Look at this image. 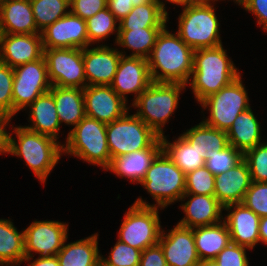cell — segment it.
Listing matches in <instances>:
<instances>
[{
    "label": "cell",
    "mask_w": 267,
    "mask_h": 266,
    "mask_svg": "<svg viewBox=\"0 0 267 266\" xmlns=\"http://www.w3.org/2000/svg\"><path fill=\"white\" fill-rule=\"evenodd\" d=\"M106 125L111 159L151 147L159 138L139 117L129 113Z\"/></svg>",
    "instance_id": "cell-9"
},
{
    "label": "cell",
    "mask_w": 267,
    "mask_h": 266,
    "mask_svg": "<svg viewBox=\"0 0 267 266\" xmlns=\"http://www.w3.org/2000/svg\"><path fill=\"white\" fill-rule=\"evenodd\" d=\"M167 27L158 34L147 59L152 82L187 86L193 72L194 50L177 33L169 32Z\"/></svg>",
    "instance_id": "cell-1"
},
{
    "label": "cell",
    "mask_w": 267,
    "mask_h": 266,
    "mask_svg": "<svg viewBox=\"0 0 267 266\" xmlns=\"http://www.w3.org/2000/svg\"><path fill=\"white\" fill-rule=\"evenodd\" d=\"M30 0H0V34H37Z\"/></svg>",
    "instance_id": "cell-24"
},
{
    "label": "cell",
    "mask_w": 267,
    "mask_h": 266,
    "mask_svg": "<svg viewBox=\"0 0 267 266\" xmlns=\"http://www.w3.org/2000/svg\"><path fill=\"white\" fill-rule=\"evenodd\" d=\"M34 259L33 257L24 258L23 262H29L28 266H60L57 256L52 257H38ZM32 261V262H31Z\"/></svg>",
    "instance_id": "cell-49"
},
{
    "label": "cell",
    "mask_w": 267,
    "mask_h": 266,
    "mask_svg": "<svg viewBox=\"0 0 267 266\" xmlns=\"http://www.w3.org/2000/svg\"><path fill=\"white\" fill-rule=\"evenodd\" d=\"M155 1L158 3L160 9H161L167 16H169V13H168L167 10H166V6H165V3H166V2H170V3H172L173 5L175 4V5L180 6V7H182V8H184L185 6L191 4V2H190L189 0H165V1H162V0H155ZM164 2H165V3H164Z\"/></svg>",
    "instance_id": "cell-50"
},
{
    "label": "cell",
    "mask_w": 267,
    "mask_h": 266,
    "mask_svg": "<svg viewBox=\"0 0 267 266\" xmlns=\"http://www.w3.org/2000/svg\"><path fill=\"white\" fill-rule=\"evenodd\" d=\"M43 50L41 33L0 34V62L11 68L40 59Z\"/></svg>",
    "instance_id": "cell-19"
},
{
    "label": "cell",
    "mask_w": 267,
    "mask_h": 266,
    "mask_svg": "<svg viewBox=\"0 0 267 266\" xmlns=\"http://www.w3.org/2000/svg\"><path fill=\"white\" fill-rule=\"evenodd\" d=\"M197 266H219L215 259L200 260Z\"/></svg>",
    "instance_id": "cell-52"
},
{
    "label": "cell",
    "mask_w": 267,
    "mask_h": 266,
    "mask_svg": "<svg viewBox=\"0 0 267 266\" xmlns=\"http://www.w3.org/2000/svg\"><path fill=\"white\" fill-rule=\"evenodd\" d=\"M86 28L88 41L91 47L95 45V43H98L97 45H99L100 41L103 42L106 38L108 39L114 32H116V43L119 31V21L111 13L109 8L106 7L86 20Z\"/></svg>",
    "instance_id": "cell-35"
},
{
    "label": "cell",
    "mask_w": 267,
    "mask_h": 266,
    "mask_svg": "<svg viewBox=\"0 0 267 266\" xmlns=\"http://www.w3.org/2000/svg\"><path fill=\"white\" fill-rule=\"evenodd\" d=\"M30 3L40 32L70 12V0H30Z\"/></svg>",
    "instance_id": "cell-36"
},
{
    "label": "cell",
    "mask_w": 267,
    "mask_h": 266,
    "mask_svg": "<svg viewBox=\"0 0 267 266\" xmlns=\"http://www.w3.org/2000/svg\"><path fill=\"white\" fill-rule=\"evenodd\" d=\"M196 251L200 260L215 259L230 242V232L226 223L193 228Z\"/></svg>",
    "instance_id": "cell-28"
},
{
    "label": "cell",
    "mask_w": 267,
    "mask_h": 266,
    "mask_svg": "<svg viewBox=\"0 0 267 266\" xmlns=\"http://www.w3.org/2000/svg\"><path fill=\"white\" fill-rule=\"evenodd\" d=\"M163 150L161 137L149 148L113 157L105 171L118 177L130 179L131 183L140 184L153 160Z\"/></svg>",
    "instance_id": "cell-22"
},
{
    "label": "cell",
    "mask_w": 267,
    "mask_h": 266,
    "mask_svg": "<svg viewBox=\"0 0 267 266\" xmlns=\"http://www.w3.org/2000/svg\"><path fill=\"white\" fill-rule=\"evenodd\" d=\"M216 7L208 3H191L178 18L179 37L194 51L222 45Z\"/></svg>",
    "instance_id": "cell-7"
},
{
    "label": "cell",
    "mask_w": 267,
    "mask_h": 266,
    "mask_svg": "<svg viewBox=\"0 0 267 266\" xmlns=\"http://www.w3.org/2000/svg\"><path fill=\"white\" fill-rule=\"evenodd\" d=\"M28 108L30 111L28 122L31 124L28 126L24 125V127L58 140L61 125L56 112L53 95L47 92L39 96L25 110Z\"/></svg>",
    "instance_id": "cell-25"
},
{
    "label": "cell",
    "mask_w": 267,
    "mask_h": 266,
    "mask_svg": "<svg viewBox=\"0 0 267 266\" xmlns=\"http://www.w3.org/2000/svg\"><path fill=\"white\" fill-rule=\"evenodd\" d=\"M94 266H111L106 260L103 259V255L97 260Z\"/></svg>",
    "instance_id": "cell-53"
},
{
    "label": "cell",
    "mask_w": 267,
    "mask_h": 266,
    "mask_svg": "<svg viewBox=\"0 0 267 266\" xmlns=\"http://www.w3.org/2000/svg\"><path fill=\"white\" fill-rule=\"evenodd\" d=\"M241 8L255 15L257 26L263 25V31L267 33V0H242Z\"/></svg>",
    "instance_id": "cell-45"
},
{
    "label": "cell",
    "mask_w": 267,
    "mask_h": 266,
    "mask_svg": "<svg viewBox=\"0 0 267 266\" xmlns=\"http://www.w3.org/2000/svg\"><path fill=\"white\" fill-rule=\"evenodd\" d=\"M248 92L243 85L241 75L229 85L211 94L199 104L209 111L208 118L203 119L207 125L227 132L236 117L249 109Z\"/></svg>",
    "instance_id": "cell-8"
},
{
    "label": "cell",
    "mask_w": 267,
    "mask_h": 266,
    "mask_svg": "<svg viewBox=\"0 0 267 266\" xmlns=\"http://www.w3.org/2000/svg\"><path fill=\"white\" fill-rule=\"evenodd\" d=\"M227 215L223 217L230 232L231 242L249 249L259 243L260 217L242 203L224 207Z\"/></svg>",
    "instance_id": "cell-21"
},
{
    "label": "cell",
    "mask_w": 267,
    "mask_h": 266,
    "mask_svg": "<svg viewBox=\"0 0 267 266\" xmlns=\"http://www.w3.org/2000/svg\"><path fill=\"white\" fill-rule=\"evenodd\" d=\"M169 17L160 9L158 3H149L133 7L131 12L119 21V30L141 28H164Z\"/></svg>",
    "instance_id": "cell-33"
},
{
    "label": "cell",
    "mask_w": 267,
    "mask_h": 266,
    "mask_svg": "<svg viewBox=\"0 0 267 266\" xmlns=\"http://www.w3.org/2000/svg\"><path fill=\"white\" fill-rule=\"evenodd\" d=\"M68 223L43 220L34 221L24 229L25 258L52 257L58 254L68 237Z\"/></svg>",
    "instance_id": "cell-13"
},
{
    "label": "cell",
    "mask_w": 267,
    "mask_h": 266,
    "mask_svg": "<svg viewBox=\"0 0 267 266\" xmlns=\"http://www.w3.org/2000/svg\"><path fill=\"white\" fill-rule=\"evenodd\" d=\"M25 258L24 230L19 232L14 223L0 219V266H19Z\"/></svg>",
    "instance_id": "cell-30"
},
{
    "label": "cell",
    "mask_w": 267,
    "mask_h": 266,
    "mask_svg": "<svg viewBox=\"0 0 267 266\" xmlns=\"http://www.w3.org/2000/svg\"><path fill=\"white\" fill-rule=\"evenodd\" d=\"M106 125L94 118L85 116L67 134L66 142L63 143V154L72 155L106 170L111 162Z\"/></svg>",
    "instance_id": "cell-6"
},
{
    "label": "cell",
    "mask_w": 267,
    "mask_h": 266,
    "mask_svg": "<svg viewBox=\"0 0 267 266\" xmlns=\"http://www.w3.org/2000/svg\"><path fill=\"white\" fill-rule=\"evenodd\" d=\"M159 207L131 205L123 216L118 240L141 251L156 245L162 232Z\"/></svg>",
    "instance_id": "cell-10"
},
{
    "label": "cell",
    "mask_w": 267,
    "mask_h": 266,
    "mask_svg": "<svg viewBox=\"0 0 267 266\" xmlns=\"http://www.w3.org/2000/svg\"><path fill=\"white\" fill-rule=\"evenodd\" d=\"M14 70L0 62V112L13 117V87Z\"/></svg>",
    "instance_id": "cell-42"
},
{
    "label": "cell",
    "mask_w": 267,
    "mask_h": 266,
    "mask_svg": "<svg viewBox=\"0 0 267 266\" xmlns=\"http://www.w3.org/2000/svg\"><path fill=\"white\" fill-rule=\"evenodd\" d=\"M214 184L215 175L203 166L186 174L185 194L214 196Z\"/></svg>",
    "instance_id": "cell-38"
},
{
    "label": "cell",
    "mask_w": 267,
    "mask_h": 266,
    "mask_svg": "<svg viewBox=\"0 0 267 266\" xmlns=\"http://www.w3.org/2000/svg\"><path fill=\"white\" fill-rule=\"evenodd\" d=\"M108 0H70V12L84 20L107 7Z\"/></svg>",
    "instance_id": "cell-44"
},
{
    "label": "cell",
    "mask_w": 267,
    "mask_h": 266,
    "mask_svg": "<svg viewBox=\"0 0 267 266\" xmlns=\"http://www.w3.org/2000/svg\"><path fill=\"white\" fill-rule=\"evenodd\" d=\"M186 87L179 83L152 82L132 102L131 107L137 109L135 113L137 117L162 137L165 133L163 127L178 108L180 94Z\"/></svg>",
    "instance_id": "cell-5"
},
{
    "label": "cell",
    "mask_w": 267,
    "mask_h": 266,
    "mask_svg": "<svg viewBox=\"0 0 267 266\" xmlns=\"http://www.w3.org/2000/svg\"><path fill=\"white\" fill-rule=\"evenodd\" d=\"M14 70L12 87L13 117L25 110L39 96L49 92L51 83L44 56L33 62L19 65Z\"/></svg>",
    "instance_id": "cell-12"
},
{
    "label": "cell",
    "mask_w": 267,
    "mask_h": 266,
    "mask_svg": "<svg viewBox=\"0 0 267 266\" xmlns=\"http://www.w3.org/2000/svg\"><path fill=\"white\" fill-rule=\"evenodd\" d=\"M242 204L260 218L267 216V182L252 181Z\"/></svg>",
    "instance_id": "cell-40"
},
{
    "label": "cell",
    "mask_w": 267,
    "mask_h": 266,
    "mask_svg": "<svg viewBox=\"0 0 267 266\" xmlns=\"http://www.w3.org/2000/svg\"><path fill=\"white\" fill-rule=\"evenodd\" d=\"M226 52L223 45L194 51L193 72L188 85L197 103L242 75Z\"/></svg>",
    "instance_id": "cell-2"
},
{
    "label": "cell",
    "mask_w": 267,
    "mask_h": 266,
    "mask_svg": "<svg viewBox=\"0 0 267 266\" xmlns=\"http://www.w3.org/2000/svg\"><path fill=\"white\" fill-rule=\"evenodd\" d=\"M249 248L230 242L216 256L215 260L219 266H249L247 252Z\"/></svg>",
    "instance_id": "cell-43"
},
{
    "label": "cell",
    "mask_w": 267,
    "mask_h": 266,
    "mask_svg": "<svg viewBox=\"0 0 267 266\" xmlns=\"http://www.w3.org/2000/svg\"><path fill=\"white\" fill-rule=\"evenodd\" d=\"M267 245V216L260 218L259 223V243Z\"/></svg>",
    "instance_id": "cell-51"
},
{
    "label": "cell",
    "mask_w": 267,
    "mask_h": 266,
    "mask_svg": "<svg viewBox=\"0 0 267 266\" xmlns=\"http://www.w3.org/2000/svg\"><path fill=\"white\" fill-rule=\"evenodd\" d=\"M162 29L163 28H141L119 30L115 44L122 47V50H132V53L129 55L126 54L125 50H121L120 52L123 56L148 59L155 45L157 36Z\"/></svg>",
    "instance_id": "cell-31"
},
{
    "label": "cell",
    "mask_w": 267,
    "mask_h": 266,
    "mask_svg": "<svg viewBox=\"0 0 267 266\" xmlns=\"http://www.w3.org/2000/svg\"><path fill=\"white\" fill-rule=\"evenodd\" d=\"M83 96L85 115L105 124L117 120L130 109L111 86H86Z\"/></svg>",
    "instance_id": "cell-16"
},
{
    "label": "cell",
    "mask_w": 267,
    "mask_h": 266,
    "mask_svg": "<svg viewBox=\"0 0 267 266\" xmlns=\"http://www.w3.org/2000/svg\"><path fill=\"white\" fill-rule=\"evenodd\" d=\"M90 48V49H89ZM122 54L117 48L106 44L83 49V61L87 86H110Z\"/></svg>",
    "instance_id": "cell-17"
},
{
    "label": "cell",
    "mask_w": 267,
    "mask_h": 266,
    "mask_svg": "<svg viewBox=\"0 0 267 266\" xmlns=\"http://www.w3.org/2000/svg\"><path fill=\"white\" fill-rule=\"evenodd\" d=\"M161 139L165 153L185 174L205 166L206 153L197 151L181 135L172 143L166 135Z\"/></svg>",
    "instance_id": "cell-34"
},
{
    "label": "cell",
    "mask_w": 267,
    "mask_h": 266,
    "mask_svg": "<svg viewBox=\"0 0 267 266\" xmlns=\"http://www.w3.org/2000/svg\"><path fill=\"white\" fill-rule=\"evenodd\" d=\"M98 233H94L84 239L76 240L66 244L56 255L60 266H94L102 254L98 248Z\"/></svg>",
    "instance_id": "cell-29"
},
{
    "label": "cell",
    "mask_w": 267,
    "mask_h": 266,
    "mask_svg": "<svg viewBox=\"0 0 267 266\" xmlns=\"http://www.w3.org/2000/svg\"><path fill=\"white\" fill-rule=\"evenodd\" d=\"M49 92L53 95L60 125L74 128L86 116L83 89L51 86Z\"/></svg>",
    "instance_id": "cell-26"
},
{
    "label": "cell",
    "mask_w": 267,
    "mask_h": 266,
    "mask_svg": "<svg viewBox=\"0 0 267 266\" xmlns=\"http://www.w3.org/2000/svg\"><path fill=\"white\" fill-rule=\"evenodd\" d=\"M260 124L251 107L240 113L227 131L229 145L244 154L247 150L262 143Z\"/></svg>",
    "instance_id": "cell-27"
},
{
    "label": "cell",
    "mask_w": 267,
    "mask_h": 266,
    "mask_svg": "<svg viewBox=\"0 0 267 266\" xmlns=\"http://www.w3.org/2000/svg\"><path fill=\"white\" fill-rule=\"evenodd\" d=\"M108 257H103L111 266H139L142 251L117 239Z\"/></svg>",
    "instance_id": "cell-41"
},
{
    "label": "cell",
    "mask_w": 267,
    "mask_h": 266,
    "mask_svg": "<svg viewBox=\"0 0 267 266\" xmlns=\"http://www.w3.org/2000/svg\"><path fill=\"white\" fill-rule=\"evenodd\" d=\"M41 37L43 49H84L91 46L88 41L86 20L71 12L42 30Z\"/></svg>",
    "instance_id": "cell-14"
},
{
    "label": "cell",
    "mask_w": 267,
    "mask_h": 266,
    "mask_svg": "<svg viewBox=\"0 0 267 266\" xmlns=\"http://www.w3.org/2000/svg\"><path fill=\"white\" fill-rule=\"evenodd\" d=\"M139 266H167L163 249L159 243L142 251Z\"/></svg>",
    "instance_id": "cell-47"
},
{
    "label": "cell",
    "mask_w": 267,
    "mask_h": 266,
    "mask_svg": "<svg viewBox=\"0 0 267 266\" xmlns=\"http://www.w3.org/2000/svg\"><path fill=\"white\" fill-rule=\"evenodd\" d=\"M11 120L12 116L0 112V155L8 153L10 131L6 127L10 126Z\"/></svg>",
    "instance_id": "cell-48"
},
{
    "label": "cell",
    "mask_w": 267,
    "mask_h": 266,
    "mask_svg": "<svg viewBox=\"0 0 267 266\" xmlns=\"http://www.w3.org/2000/svg\"><path fill=\"white\" fill-rule=\"evenodd\" d=\"M151 1L152 0H108L107 7L115 18L120 21L131 12L133 7Z\"/></svg>",
    "instance_id": "cell-46"
},
{
    "label": "cell",
    "mask_w": 267,
    "mask_h": 266,
    "mask_svg": "<svg viewBox=\"0 0 267 266\" xmlns=\"http://www.w3.org/2000/svg\"><path fill=\"white\" fill-rule=\"evenodd\" d=\"M151 83L147 59L122 55L110 86L128 103V94L134 93V102Z\"/></svg>",
    "instance_id": "cell-15"
},
{
    "label": "cell",
    "mask_w": 267,
    "mask_h": 266,
    "mask_svg": "<svg viewBox=\"0 0 267 266\" xmlns=\"http://www.w3.org/2000/svg\"><path fill=\"white\" fill-rule=\"evenodd\" d=\"M158 243L167 266H197L200 261L191 228L176 224L168 233L162 229Z\"/></svg>",
    "instance_id": "cell-18"
},
{
    "label": "cell",
    "mask_w": 267,
    "mask_h": 266,
    "mask_svg": "<svg viewBox=\"0 0 267 266\" xmlns=\"http://www.w3.org/2000/svg\"><path fill=\"white\" fill-rule=\"evenodd\" d=\"M43 56L52 86L80 89L87 86L82 48L44 49Z\"/></svg>",
    "instance_id": "cell-11"
},
{
    "label": "cell",
    "mask_w": 267,
    "mask_h": 266,
    "mask_svg": "<svg viewBox=\"0 0 267 266\" xmlns=\"http://www.w3.org/2000/svg\"><path fill=\"white\" fill-rule=\"evenodd\" d=\"M200 153L210 155L211 151H220L229 146L227 132L213 128L203 121L180 134Z\"/></svg>",
    "instance_id": "cell-32"
},
{
    "label": "cell",
    "mask_w": 267,
    "mask_h": 266,
    "mask_svg": "<svg viewBox=\"0 0 267 266\" xmlns=\"http://www.w3.org/2000/svg\"><path fill=\"white\" fill-rule=\"evenodd\" d=\"M191 3H208V0H189Z\"/></svg>",
    "instance_id": "cell-55"
},
{
    "label": "cell",
    "mask_w": 267,
    "mask_h": 266,
    "mask_svg": "<svg viewBox=\"0 0 267 266\" xmlns=\"http://www.w3.org/2000/svg\"><path fill=\"white\" fill-rule=\"evenodd\" d=\"M251 182L248 164L243 159L227 172L215 175L214 196L223 207L231 204H240Z\"/></svg>",
    "instance_id": "cell-23"
},
{
    "label": "cell",
    "mask_w": 267,
    "mask_h": 266,
    "mask_svg": "<svg viewBox=\"0 0 267 266\" xmlns=\"http://www.w3.org/2000/svg\"><path fill=\"white\" fill-rule=\"evenodd\" d=\"M262 142L243 154V159L249 167L251 180L255 182H267V142Z\"/></svg>",
    "instance_id": "cell-39"
},
{
    "label": "cell",
    "mask_w": 267,
    "mask_h": 266,
    "mask_svg": "<svg viewBox=\"0 0 267 266\" xmlns=\"http://www.w3.org/2000/svg\"><path fill=\"white\" fill-rule=\"evenodd\" d=\"M180 201L181 203L186 201L180 205L185 213V216L177 223L180 226L193 229L213 225L223 220L224 207L215 196L184 194Z\"/></svg>",
    "instance_id": "cell-20"
},
{
    "label": "cell",
    "mask_w": 267,
    "mask_h": 266,
    "mask_svg": "<svg viewBox=\"0 0 267 266\" xmlns=\"http://www.w3.org/2000/svg\"><path fill=\"white\" fill-rule=\"evenodd\" d=\"M215 1L217 2L218 0H208V4H215ZM220 1H222V0H220ZM224 1V0H223ZM241 1L242 0H233V2L235 3V4H238V6H241Z\"/></svg>",
    "instance_id": "cell-54"
},
{
    "label": "cell",
    "mask_w": 267,
    "mask_h": 266,
    "mask_svg": "<svg viewBox=\"0 0 267 266\" xmlns=\"http://www.w3.org/2000/svg\"><path fill=\"white\" fill-rule=\"evenodd\" d=\"M243 160V153L229 145L220 151H211L206 155L205 166L213 174L219 175L235 167Z\"/></svg>",
    "instance_id": "cell-37"
},
{
    "label": "cell",
    "mask_w": 267,
    "mask_h": 266,
    "mask_svg": "<svg viewBox=\"0 0 267 266\" xmlns=\"http://www.w3.org/2000/svg\"><path fill=\"white\" fill-rule=\"evenodd\" d=\"M11 129L14 131L9 134L7 154L23 158L40 183H46L48 175L63 155V144L51 136L39 134L24 126L15 125L14 128L12 125ZM13 132L17 139L12 136Z\"/></svg>",
    "instance_id": "cell-3"
},
{
    "label": "cell",
    "mask_w": 267,
    "mask_h": 266,
    "mask_svg": "<svg viewBox=\"0 0 267 266\" xmlns=\"http://www.w3.org/2000/svg\"><path fill=\"white\" fill-rule=\"evenodd\" d=\"M186 174L162 150L153 160L140 185L144 187L156 204H150L141 197L133 203L138 206H156L164 210L178 202L185 194Z\"/></svg>",
    "instance_id": "cell-4"
}]
</instances>
